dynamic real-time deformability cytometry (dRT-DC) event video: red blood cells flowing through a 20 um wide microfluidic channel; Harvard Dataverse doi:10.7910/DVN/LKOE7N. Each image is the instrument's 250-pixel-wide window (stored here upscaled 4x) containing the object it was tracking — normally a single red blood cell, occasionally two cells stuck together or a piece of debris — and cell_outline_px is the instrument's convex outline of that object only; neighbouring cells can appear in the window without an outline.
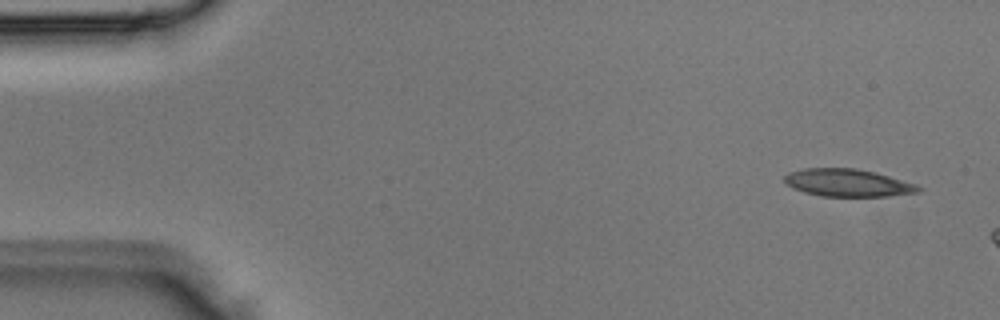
{"species": "Egyptian fruit bat (a non-hibernating species)", "species_latin": "Rousettus aegyptiacus", "temperature_condition": "room temperature", "stored_images_in_passage": 3, "camera_frame_rate_fps": 3000, "um_per_image_px": 0.085, "animal": {"sex": "male"}, "frame": {"image": 1, "passage_image": 1, "time_ms": 0.0, "image_size_px": [1000, 320], "cell_outline_px": [[924, 188], [920, 192], [888, 196], [820, 196], [804, 192], [792, 188], [784, 180], [784, 176], [788, 172], [804, 168], [856, 168], [876, 172], [916, 184]], "centroid_in_image_um": [72.07, 15.53], "position_along_channel_um": 12.9, "area_um2": 21.62}}